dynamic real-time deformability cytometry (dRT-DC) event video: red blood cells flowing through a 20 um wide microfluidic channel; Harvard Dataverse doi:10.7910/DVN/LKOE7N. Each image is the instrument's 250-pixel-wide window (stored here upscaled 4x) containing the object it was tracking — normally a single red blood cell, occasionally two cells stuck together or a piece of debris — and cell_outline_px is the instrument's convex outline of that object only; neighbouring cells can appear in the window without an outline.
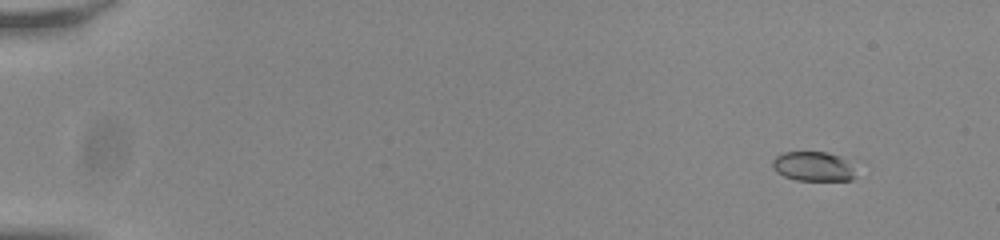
{"species": "common noctule bat (a hibernating species)", "species_latin": "Nyctalus noctula", "temperature_condition": "room temperature", "stored_images_in_passage": 51, "camera_frame_rate_fps": 3000, "um_per_image_px": 0.085, "animal": {"sex": "male", "body_mass_g": 20.0, "forearm_length_mm": 53.3}, "frame": {"image": 1, "passage_image": 1, "time_ms": 0.0, "image_size_px": [1000, 240], "cell_outline_px": [[852, 180], [796, 180], [784, 176], [776, 172], [772, 168], [772, 160], [780, 152], [828, 152], [840, 156], [852, 168]], "centroid_in_image_um": [69.02, 14.13], "position_along_channel_um": 16.0, "area_um2": 14.1}}
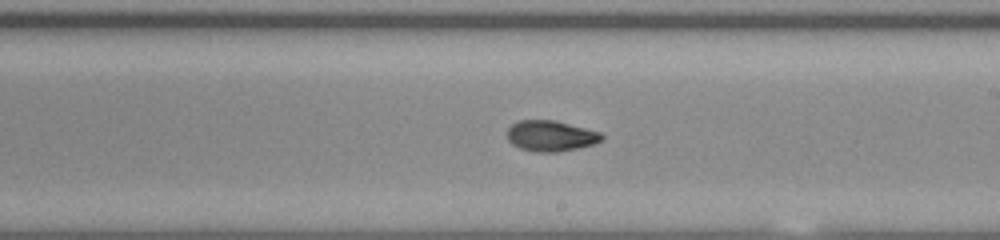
{"frame": {"image": 2, "passage_image": 30, "time_ms": 9.667, "image_size_px": [1000, 240], "cell_outline_px": [[604, 136], [600, 140], [592, 144], [576, 148], [556, 152], [536, 152], [520, 148], [512, 144], [508, 140], [508, 128], [512, 124], [520, 120], [556, 120], [600, 132]], "centroid_in_image_um": [46.79, 11.54], "position_along_channel_um": 242.2, "area_um2": 16.76}}
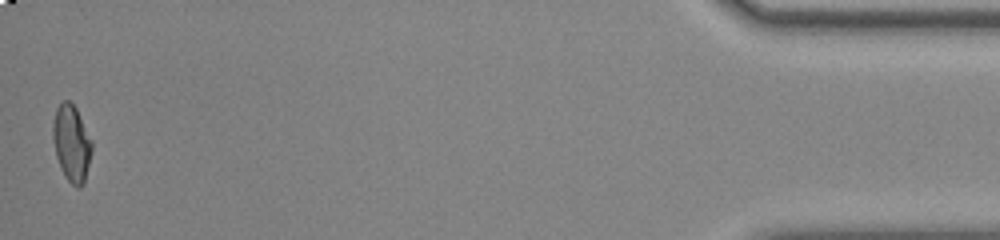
{"frame": {"image": 3, "passage_image": 51, "time_ms": 16.667, "image_size_px": [1000, 240], "cell_outline_px": [[92, 152], [84, 184], [80, 188], [76, 188], [64, 176], [60, 168], [56, 156], [52, 136], [52, 124], [56, 108], [64, 100], [68, 100], [76, 108], [92, 140]], "centroid_in_image_um": [6.08, 12.2], "position_along_channel_um": 429.1, "area_um2": 17.57}, "authors_computed_cell_mechanics": {"area_um2": 16.9932, "velocity_mm_per_s": 3.8282, "shape_relaxation_time_tau1_ms": null, "shape_relaxation_time_tau2_ms": 2.1266, "deformation_change_tau1": null, "deformation_change_tau2": 0.0702}}